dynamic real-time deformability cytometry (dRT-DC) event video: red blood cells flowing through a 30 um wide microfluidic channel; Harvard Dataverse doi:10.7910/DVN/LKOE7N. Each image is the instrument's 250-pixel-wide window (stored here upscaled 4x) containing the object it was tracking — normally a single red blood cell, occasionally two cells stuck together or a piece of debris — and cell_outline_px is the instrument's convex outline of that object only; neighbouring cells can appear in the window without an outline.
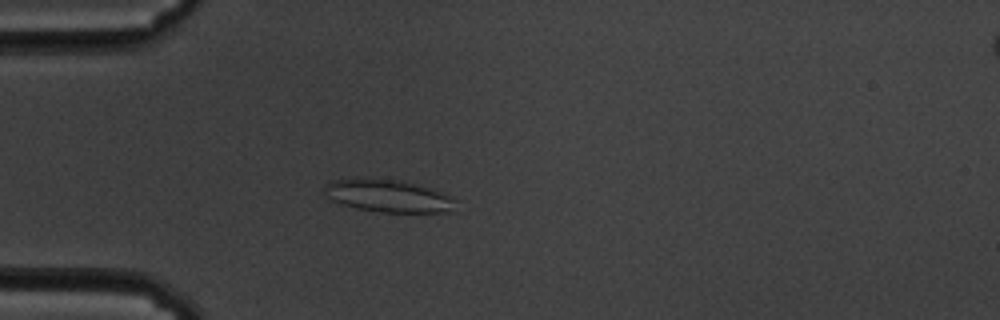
{"species": "common noctule bat (a hibernating species)", "species_latin": "Nyctalus noctula", "temperature_condition": "cold", "stored_images_in_passage": 54, "camera_frame_rate_fps": 3000, "um_per_image_px": 0.085, "animal": {"sex": "male", "body_mass_g": 19.5, "forearm_length_mm": 54.6}, "frame": {"image": 1, "passage_image": 13, "time_ms": 4.0, "image_size_px": [1000, 320], "cell_outline_px": [[456, 212], [384, 212], [356, 208], [332, 200], [324, 192], [324, 188], [332, 180], [364, 176], [400, 180], [432, 188], [452, 196]], "centroid_in_image_um": [33.01, 16.62], "position_along_channel_um": 52.0, "area_um2": 25.2}}
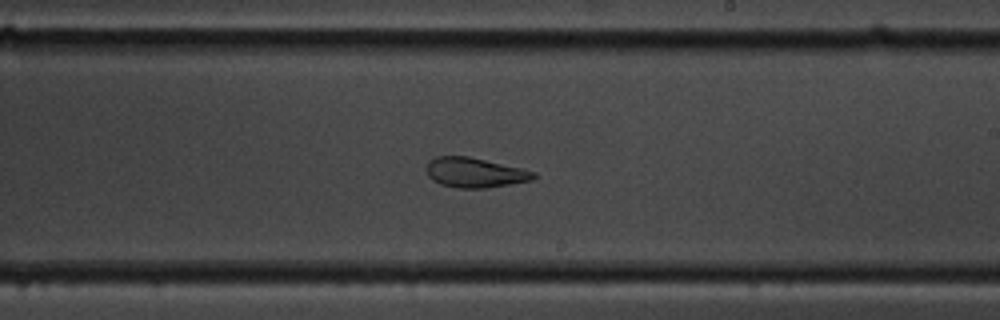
{"frame": {"image": 2, "passage_image": 31, "time_ms": 10.0, "image_size_px": [1000, 320], "cell_outline_px": [[536, 176], [532, 180], [488, 188], [460, 188], [440, 184], [432, 180], [428, 176], [424, 168], [428, 160], [436, 156], [468, 156], [520, 168], [536, 172]], "centroid_in_image_um": [40.3, 14.67], "position_along_channel_um": 248.7, "area_um2": 18.73}}
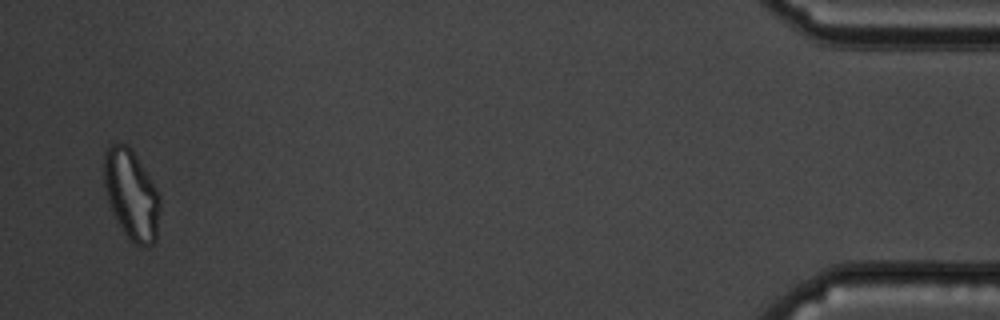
{"frame": {"image": 3, "passage_image": 53, "time_ms": 17.333, "image_size_px": [1000, 320], "cell_outline_px": [[160, 208], [156, 240], [152, 244], [144, 248], [140, 248], [120, 228], [112, 212], [108, 200], [104, 184], [104, 152], [112, 144], [128, 144], [132, 148], [156, 188], [160, 196]], "centroid_in_image_um": [11.18, 16.56], "position_along_channel_um": 424.0, "area_um2": 29.36}, "authors_computed_cell_mechanics": {"area_um2": 24.7384, "velocity_mm_per_s": 3.4617, "shape_relaxation_time_tau1_ms": null, "shape_relaxation_time_tau2_ms": 1.6686, "deformation_change_tau1": null, "deformation_change_tau2": 0.0886}}